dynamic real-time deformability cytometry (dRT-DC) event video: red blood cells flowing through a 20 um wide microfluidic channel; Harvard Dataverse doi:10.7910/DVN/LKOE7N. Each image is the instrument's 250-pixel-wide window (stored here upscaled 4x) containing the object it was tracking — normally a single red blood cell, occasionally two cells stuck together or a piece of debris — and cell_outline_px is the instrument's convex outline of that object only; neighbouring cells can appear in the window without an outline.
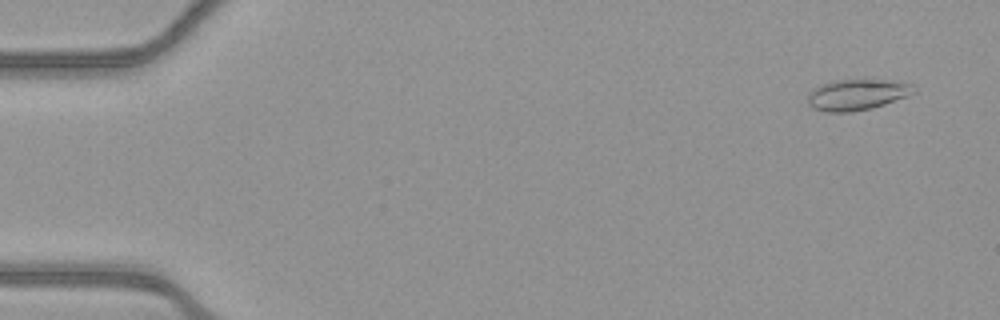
{"species": "common noctule bat (a hibernating species)", "species_latin": "Nyctalus noctula", "temperature_condition": "warm", "stored_images_in_passage": 53, "camera_frame_rate_fps": 3000, "um_per_image_px": 0.085, "animal": {"sex": "female", "body_mass_g": 21.9}, "frame": {"image": 1, "passage_image": 3, "time_ms": 0.667, "image_size_px": [1000, 320], "cell_outline_px": [[916, 92], [908, 96], [872, 108], [848, 112], [824, 112], [812, 108], [808, 104], [808, 92], [812, 88], [820, 84], [832, 80], [884, 80], [912, 84], [916, 88]], "centroid_in_image_um": [72.8, 8.05], "position_along_channel_um": 12.2, "area_um2": 19.25}}
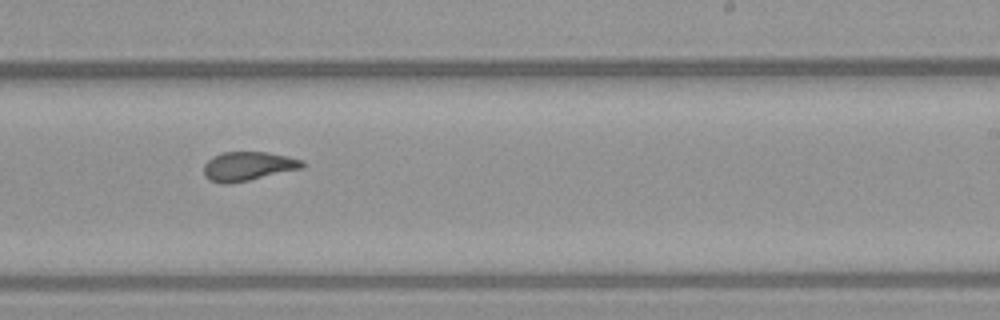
{"frame": {"image": 2, "passage_image": 33, "time_ms": 10.667, "image_size_px": [1000, 320], "cell_outline_px": [[304, 168], [248, 180], [228, 184], [224, 184], [208, 180], [204, 176], [204, 164], [212, 156], [224, 152], [268, 152], [288, 156], [304, 160]], "centroid_in_image_um": [21.08, 14.12], "position_along_channel_um": 267.9, "area_um2": 16.76}}
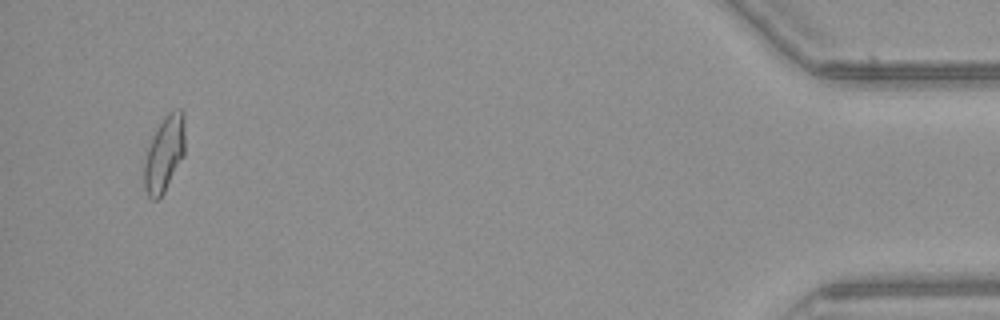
{"frame": {"image": 3, "passage_image": 51, "time_ms": 16.667, "image_size_px": [1000, 320], "cell_outline_px": [[184, 156], [164, 192], [156, 200], [152, 200], [148, 196], [144, 188], [144, 164], [148, 148], [164, 116], [168, 112], [180, 108], [184, 112]], "centroid_in_image_um": [13.98, 13.09], "position_along_channel_um": 421.2, "area_um2": 17.74}, "authors_computed_cell_mechanics": {"area_um2": 17.2822, "velocity_mm_per_s": 3.8978, "shape_relaxation_time_tau1_ms": 9.8732, "shape_relaxation_time_tau2_ms": 1.5645, "deformation_change_tau1": 0.2296, "deformation_change_tau2": 0.0774}}